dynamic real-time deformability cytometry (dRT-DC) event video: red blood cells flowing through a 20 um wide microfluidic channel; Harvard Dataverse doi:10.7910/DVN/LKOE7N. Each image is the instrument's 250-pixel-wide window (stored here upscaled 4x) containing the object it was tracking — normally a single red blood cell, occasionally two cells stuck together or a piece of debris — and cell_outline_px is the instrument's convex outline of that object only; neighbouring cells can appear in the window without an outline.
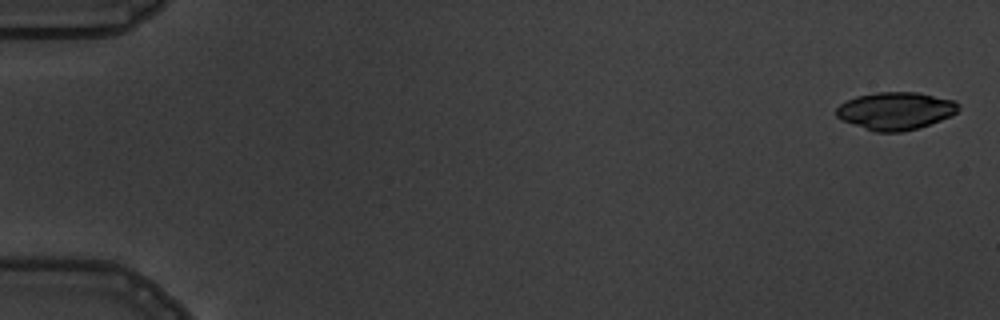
{"species": "common noctule bat (a hibernating species)", "species_latin": "Nyctalus noctula", "temperature_condition": "warm", "stored_images_in_passage": 4, "camera_frame_rate_fps": 3000, "um_per_image_px": 0.085, "animal": {"sex": "male", "body_mass_g": 19.5, "forearm_length_mm": 54.6}, "frame": {"image": 1, "passage_image": 1, "time_ms": 0.0, "image_size_px": [1000, 320], "cell_outline_px": [[960, 108], [952, 116], [916, 128], [900, 132], [876, 132], [840, 120], [836, 116], [836, 108], [840, 104], [856, 96], [876, 92], [916, 92], [956, 100], [960, 104]], "centroid_in_image_um": [76.13, 9.41], "position_along_channel_um": 8.9, "area_um2": 26.82}}